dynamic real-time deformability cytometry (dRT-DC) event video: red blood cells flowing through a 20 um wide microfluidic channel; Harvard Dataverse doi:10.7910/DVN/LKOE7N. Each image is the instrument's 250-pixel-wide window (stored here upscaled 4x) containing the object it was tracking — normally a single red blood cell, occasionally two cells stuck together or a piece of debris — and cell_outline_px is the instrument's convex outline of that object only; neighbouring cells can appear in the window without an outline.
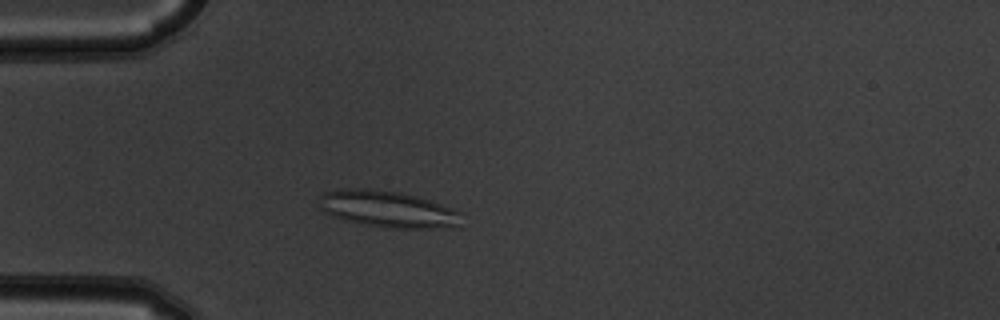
{"species": "common noctule bat (a hibernating species)", "species_latin": "Nyctalus noctula", "temperature_condition": "warm", "stored_images_in_passage": 1, "camera_frame_rate_fps": 3000, "um_per_image_px": 0.085, "animal": {"sex": "male", "body_mass_g": 19.5, "forearm_length_mm": 54.6}, "frame": {"image": 1, "passage_image": 1, "time_ms": 0.0, "image_size_px": [1000, 320], "cell_outline_px": [[460, 228], [392, 228], [364, 224], [332, 216], [324, 212], [320, 208], [320, 196], [324, 192], [340, 188], [364, 188], [400, 192], [416, 196], [452, 208], [460, 212]], "centroid_in_image_um": [32.97, 17.77], "position_along_channel_um": 52.0, "area_um2": 30.35}}